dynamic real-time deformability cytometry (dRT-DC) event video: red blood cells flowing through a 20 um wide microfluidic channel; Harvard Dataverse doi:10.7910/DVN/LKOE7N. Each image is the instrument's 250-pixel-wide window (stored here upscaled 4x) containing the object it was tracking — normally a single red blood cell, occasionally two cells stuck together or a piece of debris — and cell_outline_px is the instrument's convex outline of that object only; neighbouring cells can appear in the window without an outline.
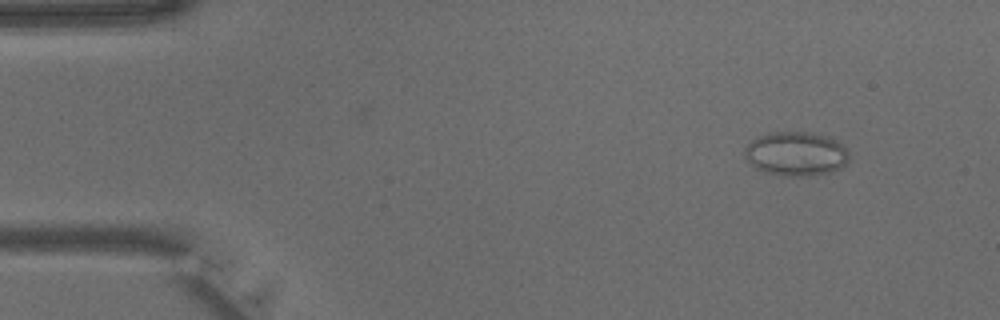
{"species": "common noctule bat (a hibernating species)", "species_latin": "Nyctalus noctula", "temperature_condition": "warm", "stored_images_in_passage": 39, "camera_frame_rate_fps": 3000, "um_per_image_px": 0.085, "animal": {"sex": "male", "body_mass_g": 15.6}, "frame": {"image": 1, "passage_image": 3, "time_ms": 0.667, "image_size_px": [1000, 320], "cell_outline_px": [[848, 160], [840, 168], [828, 172], [812, 176], [784, 176], [764, 172], [756, 168], [744, 156], [744, 148], [756, 136], [772, 132], [804, 132], [824, 136], [836, 140], [848, 152]], "centroid_in_image_um": [67.61, 13.08], "position_along_channel_um": 17.4, "area_um2": 26.65}}
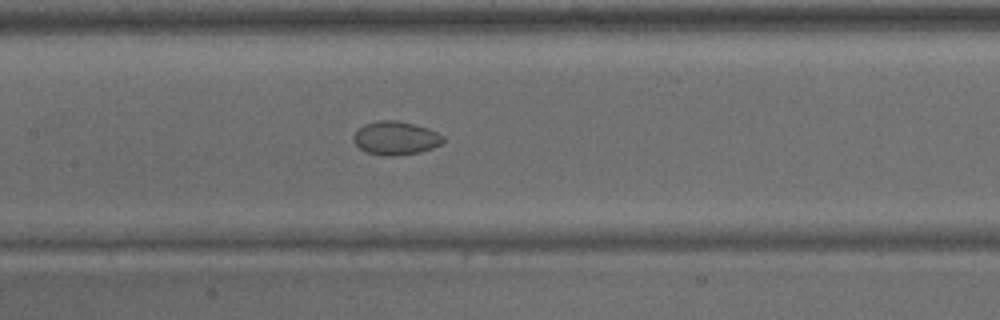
{"frame": {"image": 2, "passage_image": 18, "time_ms": 5.667, "image_size_px": [1000, 320], "cell_outline_px": [[444, 140], [440, 144], [432, 148], [420, 152], [392, 156], [384, 156], [364, 152], [352, 140], [352, 136], [356, 128], [364, 124], [380, 120], [396, 120], [428, 128], [444, 136]], "centroid_in_image_um": [33.57, 11.74], "position_along_channel_um": 173.8, "area_um2": 17.63}}
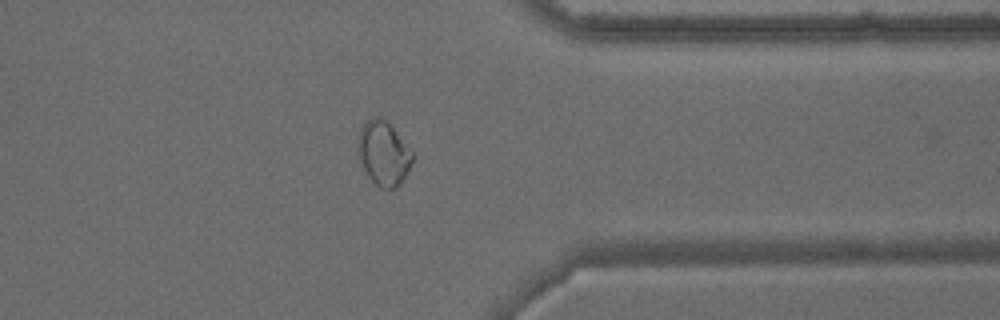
{"frame": {"image": 3, "passage_image": 31, "time_ms": 10.0, "image_size_px": [1000, 320], "cell_outline_px": [[412, 160], [400, 184], [396, 188], [380, 188], [368, 176], [356, 152], [360, 128], [364, 120], [376, 116], [384, 116], [388, 120], [412, 152]], "centroid_in_image_um": [32.56, 12.96], "position_along_channel_um": 378.8, "area_um2": 20.46}}